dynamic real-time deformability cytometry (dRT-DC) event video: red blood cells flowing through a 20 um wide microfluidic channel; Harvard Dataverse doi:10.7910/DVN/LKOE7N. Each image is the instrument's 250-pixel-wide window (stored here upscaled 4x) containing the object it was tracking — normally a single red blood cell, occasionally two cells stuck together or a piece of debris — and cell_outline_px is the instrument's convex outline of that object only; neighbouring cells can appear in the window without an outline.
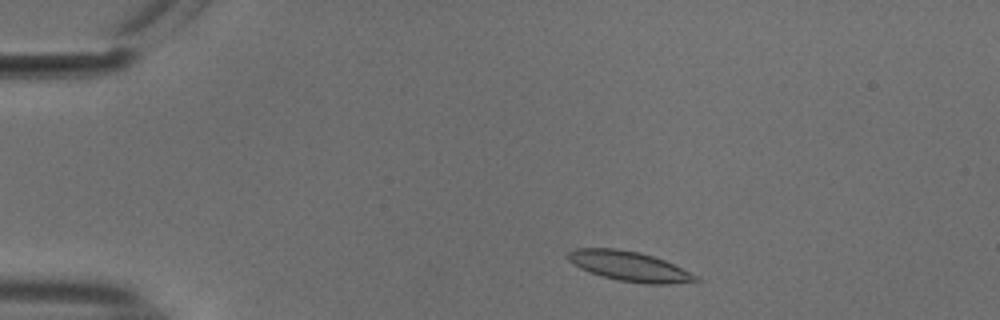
{"species": "common noctule bat (a hibernating species)", "species_latin": "Nyctalus noctula", "temperature_condition": "cold", "stored_images_in_passage": 48, "camera_frame_rate_fps": 3000, "um_per_image_px": 0.085, "animal": {"sex": "male", "body_mass_g": 18.8}, "frame": {"image": 1, "passage_image": 4, "time_ms": 1.0, "image_size_px": [1000, 320], "cell_outline_px": [[700, 280], [668, 284], [648, 284], [620, 280], [604, 276], [580, 268], [568, 260], [568, 252], [576, 248], [616, 248], [640, 252], [664, 260], [700, 276]], "centroid_in_image_um": [53.52, 22.62], "position_along_channel_um": 31.5, "area_um2": 21.91}}
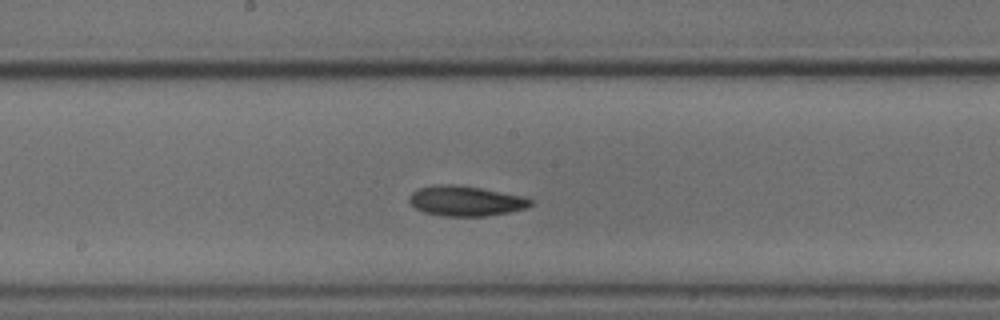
{"frame": {"image": 2, "passage_image": 23, "time_ms": 7.333, "image_size_px": [1000, 320], "cell_outline_px": [[532, 204], [524, 208], [508, 212], [484, 216], [440, 216], [424, 212], [416, 208], [408, 200], [408, 196], [416, 188], [440, 184], [456, 184], [480, 188], [524, 196], [532, 200]], "centroid_in_image_um": [39.53, 17.07], "position_along_channel_um": 208.7, "area_um2": 21.27}}
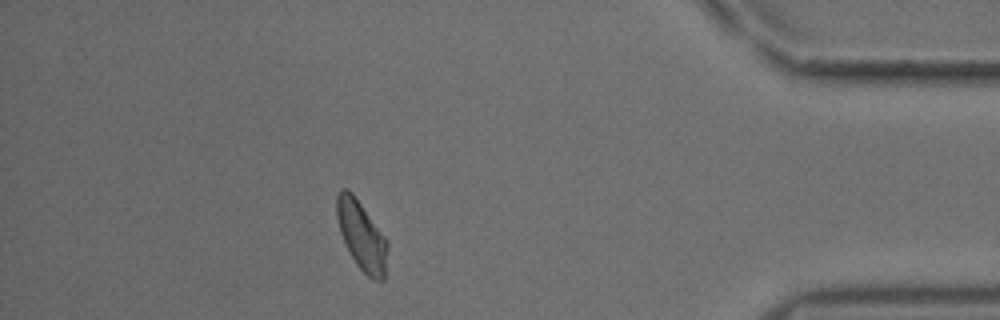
{"frame": {"image": 3, "passage_image": 42, "time_ms": 13.667, "image_size_px": [1000, 320], "cell_outline_px": [[388, 244], [384, 280], [372, 280], [356, 264], [340, 232], [336, 216], [336, 196], [340, 188], [348, 188], [352, 192], [388, 240]], "centroid_in_image_um": [30.73, 20.0], "position_along_channel_um": 404.5, "area_um2": 20.35}, "authors_computed_cell_mechanics": {"area_um2": 20.4612, "velocity_mm_per_s": 3.7148, "shape_relaxation_time_tau1_ms": 4.1453, "shape_relaxation_time_tau2_ms": 3.1379, "deformation_change_tau1": 0.1346, "deformation_change_tau2": 0.09}}